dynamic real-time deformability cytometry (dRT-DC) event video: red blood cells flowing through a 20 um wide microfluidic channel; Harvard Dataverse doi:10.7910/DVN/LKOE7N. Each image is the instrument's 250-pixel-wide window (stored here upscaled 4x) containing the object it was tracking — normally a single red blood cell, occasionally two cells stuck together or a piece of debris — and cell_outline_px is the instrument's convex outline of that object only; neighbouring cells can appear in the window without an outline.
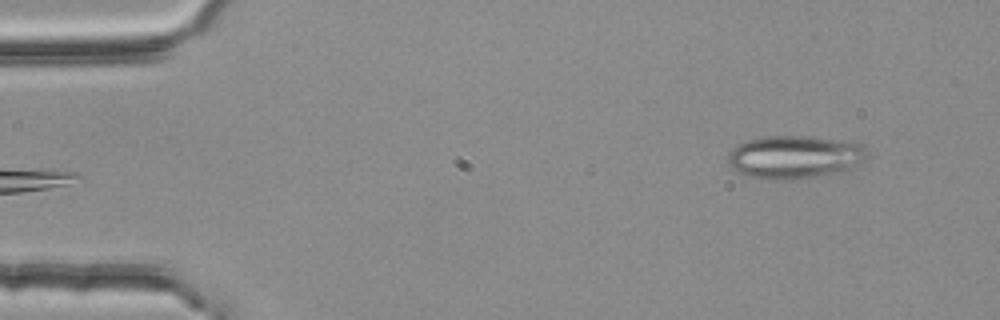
{"species": "common noctule bat (a hibernating species)", "species_latin": "Nyctalus noctula", "temperature_condition": "room temperature", "stored_images_in_passage": 4, "camera_frame_rate_fps": 3000, "um_per_image_px": 0.085, "animal": {"sex": "female", "body_mass_g": 25.1}, "frame": {"image": 1, "passage_image": 4, "time_ms": 1.0, "image_size_px": [1000, 320], "cell_outline_px": [[868, 156], [864, 160], [840, 172], [812, 176], [780, 180], [772, 180], [748, 176], [732, 168], [728, 164], [728, 156], [740, 144], [748, 140], [768, 136], [808, 136], [856, 144], [864, 148], [868, 152]], "centroid_in_image_um": [67.5, 13.35], "position_along_channel_um": 17.5, "area_um2": 33.87}}